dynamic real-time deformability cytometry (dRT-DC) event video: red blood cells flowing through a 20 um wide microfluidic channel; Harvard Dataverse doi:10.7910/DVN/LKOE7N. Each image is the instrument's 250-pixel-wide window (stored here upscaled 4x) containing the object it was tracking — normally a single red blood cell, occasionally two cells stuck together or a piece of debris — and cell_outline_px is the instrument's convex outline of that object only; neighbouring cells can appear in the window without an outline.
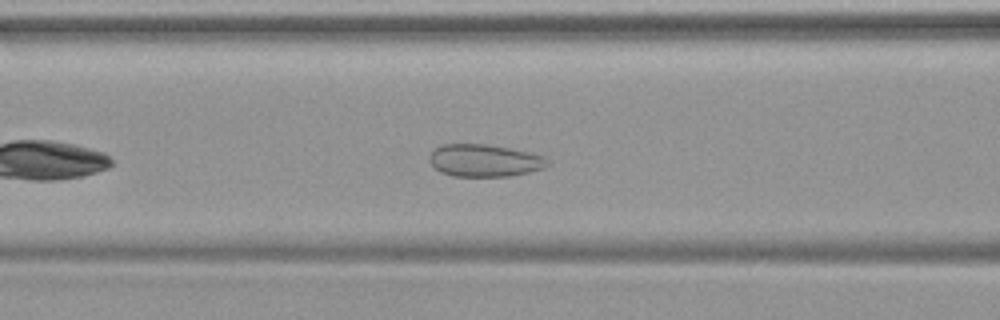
{"species": "common noctule bat (a hibernating species)", "species_latin": "Nyctalus noctula", "temperature_condition": "warm", "stored_images_in_passage": 38, "camera_frame_rate_fps": 3000, "um_per_image_px": 0.085, "animal": {"sex": "female", "body_mass_g": 19.9}, "frame": {"image": 1, "passage_image": 9, "time_ms": 2.667, "image_size_px": [1000, 320], "cell_outline_px": [[548, 164], [544, 168], [528, 172], [508, 176], [452, 176], [440, 172], [428, 160], [428, 156], [440, 144], [488, 144], [528, 152], [544, 156], [548, 160]], "centroid_in_image_um": [41.15, 13.64], "position_along_channel_um": 125.4, "area_um2": 22.2}}
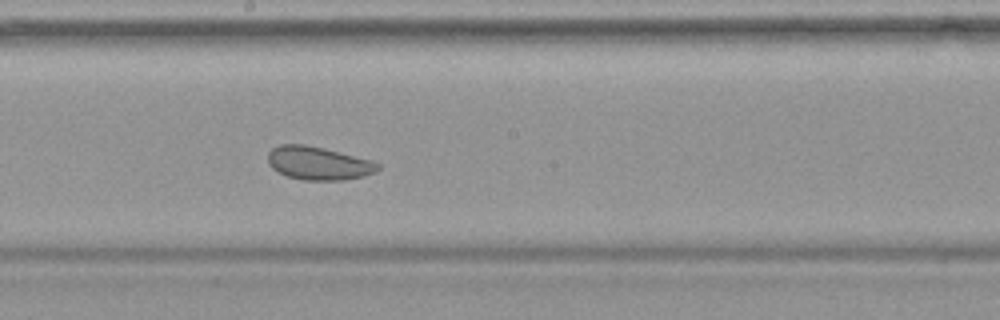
{"frame": {"image": 2, "passage_image": 16, "time_ms": 5.0, "image_size_px": [1000, 320], "cell_outline_px": [[380, 168], [376, 172], [364, 176], [344, 180], [304, 180], [288, 176], [276, 172], [268, 164], [268, 152], [272, 148], [280, 144], [304, 144], [324, 148], [372, 160], [380, 164]], "centroid_in_image_um": [27.06, 13.87], "position_along_channel_um": 221.1, "area_um2": 21.5}}
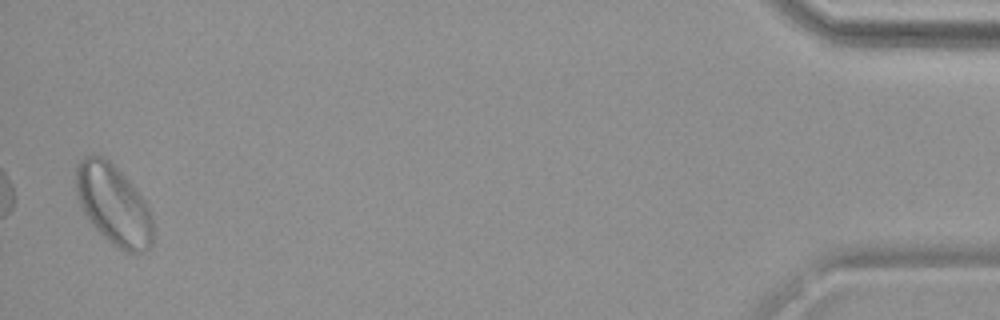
{"frame": {"image": 3, "passage_image": 37, "time_ms": 12.0, "image_size_px": [1000, 320], "cell_outline_px": [[156, 228], [152, 248], [144, 252], [124, 252], [108, 240], [84, 216], [76, 196], [76, 164], [84, 156], [100, 156], [108, 160], [128, 180], [144, 200], [152, 216]], "centroid_in_image_um": [9.67, 17.45], "position_along_channel_um": 425.5, "area_um2": 36.24}}